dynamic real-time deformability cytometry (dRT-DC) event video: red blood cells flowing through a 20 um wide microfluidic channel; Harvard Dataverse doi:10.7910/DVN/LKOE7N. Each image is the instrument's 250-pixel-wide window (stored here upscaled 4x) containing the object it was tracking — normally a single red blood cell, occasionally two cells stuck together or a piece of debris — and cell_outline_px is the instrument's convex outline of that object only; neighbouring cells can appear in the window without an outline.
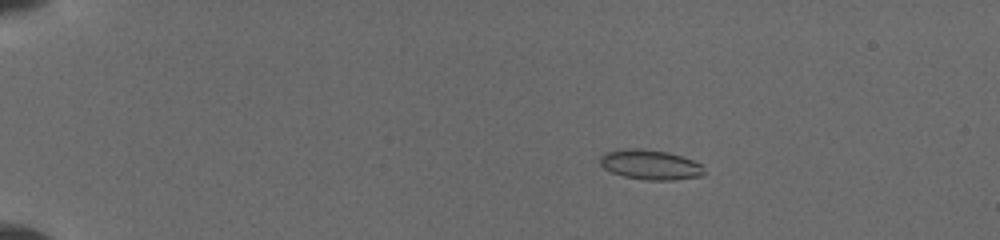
{"species": "common noctule bat (a hibernating species)", "species_latin": "Nyctalus noctula", "temperature_condition": "cold", "stored_images_in_passage": 32, "camera_frame_rate_fps": 3000, "um_per_image_px": 0.085, "animal": {"sex": "female", "body_mass_g": 19.5, "forearm_length_mm": 54.1}, "frame": {"image": 1, "passage_image": 9, "time_ms": 3.667, "image_size_px": [1000, 240], "cell_outline_px": [[704, 172], [700, 176], [672, 180], [648, 180], [624, 176], [612, 172], [604, 168], [600, 164], [600, 156], [604, 152], [624, 148], [644, 148], [668, 152], [692, 160], [700, 164]], "centroid_in_image_um": [55.22, 13.98], "position_along_channel_um": 29.8, "area_um2": 18.03}}
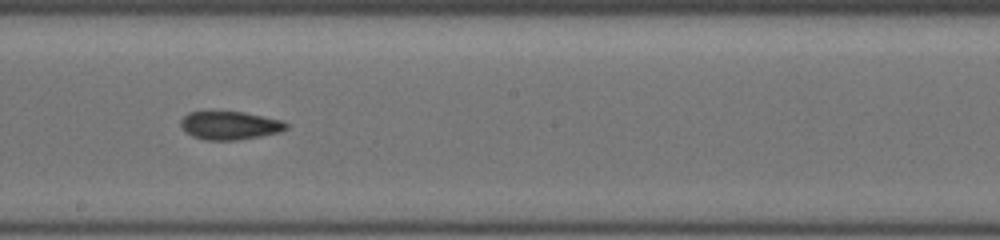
{"frame": {"image": 2, "passage_image": 19, "time_ms": 11.0, "image_size_px": [1000, 240], "cell_outline_px": [[288, 128], [280, 132], [260, 136], [236, 140], [204, 140], [192, 136], [184, 132], [180, 124], [180, 120], [188, 112], [244, 112], [284, 120], [288, 124]], "centroid_in_image_um": [19.54, 10.66], "position_along_channel_um": 228.7, "area_um2": 17.51}}
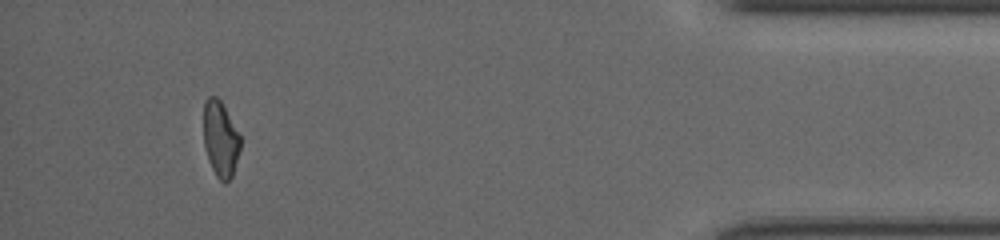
{"frame": {"image": 3, "passage_image": 29, "time_ms": 17.0, "image_size_px": [1000, 240], "cell_outline_px": [[240, 148], [232, 176], [224, 184], [216, 176], [208, 160], [204, 144], [204, 100], [208, 96], [216, 96], [220, 100], [240, 136]], "centroid_in_image_um": [18.72, 11.82], "position_along_channel_um": 416.5, "area_um2": 16.01}}